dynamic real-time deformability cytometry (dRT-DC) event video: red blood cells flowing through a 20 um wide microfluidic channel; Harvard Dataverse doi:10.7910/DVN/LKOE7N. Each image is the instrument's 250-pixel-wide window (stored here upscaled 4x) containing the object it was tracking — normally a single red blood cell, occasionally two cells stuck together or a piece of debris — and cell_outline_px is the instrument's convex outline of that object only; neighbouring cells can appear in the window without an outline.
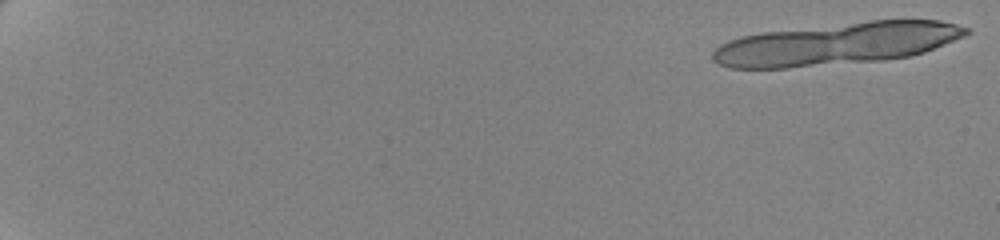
{"species": "human", "species_latin": "Homo sapiens", "temperature_condition": "cold", "stored_images_in_passage": 51, "segment_of_instrument_passage": [1, 2], "camera_frame_rate_fps": 3000, "um_per_image_px": 0.085, "donor": {"sex": "female"}, "frame": {"image": 1, "passage_image": 1, "time_ms": 0.0, "image_size_px": [1000, 240], "cell_outline_px": [[972, 32], [964, 36], [924, 52], [908, 56], [884, 60], [788, 68], [728, 68], [712, 60], [712, 52], [720, 44], [728, 40], [740, 36], [760, 32], [872, 20], [940, 20], [956, 24], [968, 28]], "centroid_in_image_um": [71.09, 3.72], "position_along_channel_um": 13.9, "area_um2": 62.31}}